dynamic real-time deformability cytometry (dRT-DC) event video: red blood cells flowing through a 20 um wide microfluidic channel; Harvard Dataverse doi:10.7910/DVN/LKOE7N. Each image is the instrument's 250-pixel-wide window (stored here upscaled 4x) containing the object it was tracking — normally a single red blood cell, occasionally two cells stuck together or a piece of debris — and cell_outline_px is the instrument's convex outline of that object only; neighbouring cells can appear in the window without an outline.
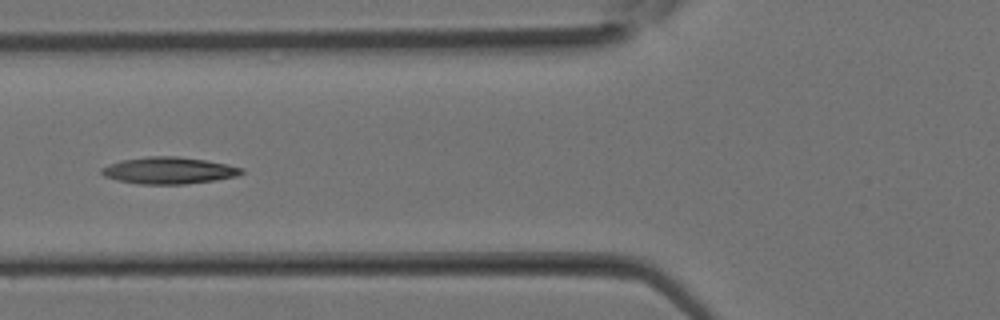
{"species": "Egyptian fruit bat (a non-hibernating species)", "species_latin": "Rousettus aegyptiacus", "temperature_condition": "room temperature", "stored_images_in_passage": 18, "camera_frame_rate_fps": 3000, "um_per_image_px": 0.085, "animal": {"sex": "female"}, "frame": {"image": 1, "passage_image": 6, "time_ms": 1.667, "image_size_px": [1000, 320], "cell_outline_px": [[244, 172], [236, 176], [216, 180], [184, 184], [136, 184], [116, 180], [104, 176], [100, 172], [100, 168], [108, 164], [120, 160], [148, 156], [176, 156], [204, 160], [228, 164], [244, 168]], "centroid_in_image_um": [14.31, 14.49], "position_along_channel_um": 111.5, "area_um2": 22.02}}
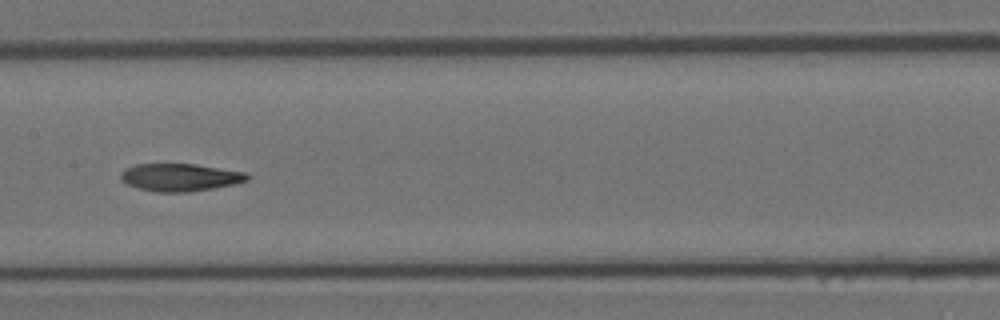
{"frame": {"image": 2, "passage_image": 10, "time_ms": 3.0, "image_size_px": [1000, 320], "cell_outline_px": [[252, 176], [248, 180], [232, 184], [212, 188], [188, 192], [156, 192], [140, 188], [128, 184], [120, 180], [120, 172], [124, 168], [136, 164], [196, 164], [244, 172]], "centroid_in_image_um": [15.28, 15.06], "position_along_channel_um": 192.1, "area_um2": 20.29}}
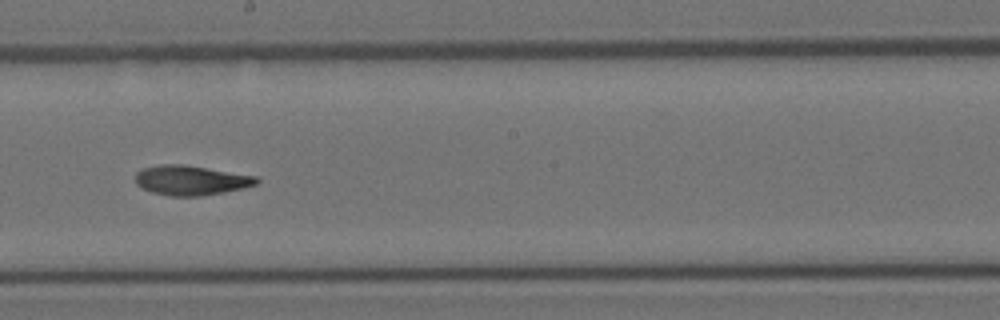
{"frame": {"image": 3, "passage_image": 12, "time_ms": 3.667, "image_size_px": [1000, 320], "cell_outline_px": [[260, 180], [256, 184], [244, 188], [224, 192], [200, 196], [172, 196], [152, 192], [136, 184], [136, 172], [144, 168], [160, 164], [184, 164], [256, 176]], "centroid_in_image_um": [16.24, 15.32], "position_along_channel_um": 232.0, "area_um2": 20.87}}